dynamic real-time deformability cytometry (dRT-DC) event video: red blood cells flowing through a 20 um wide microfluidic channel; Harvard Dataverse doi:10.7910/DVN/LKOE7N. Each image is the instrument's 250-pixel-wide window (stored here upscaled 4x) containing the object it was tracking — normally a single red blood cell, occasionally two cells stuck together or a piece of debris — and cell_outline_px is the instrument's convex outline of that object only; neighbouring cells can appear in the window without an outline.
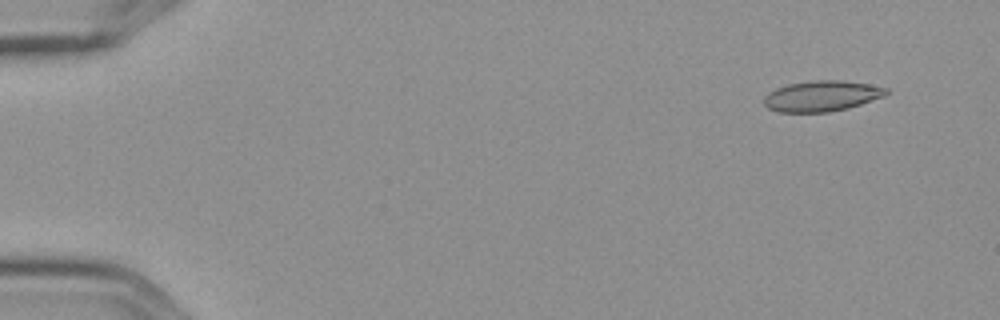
{"species": "Egyptian fruit bat (a non-hibernating species)", "species_latin": "Rousettus aegyptiacus", "temperature_condition": "cold", "stored_images_in_passage": 5, "camera_frame_rate_fps": 3000, "um_per_image_px": 0.085, "frame": {"image": 1, "passage_image": 2, "time_ms": 0.333, "image_size_px": [1000, 320], "cell_outline_px": [[888, 92], [884, 96], [848, 108], [828, 112], [780, 112], [768, 108], [764, 104], [764, 96], [768, 92], [776, 88], [788, 84], [816, 80], [844, 80], [868, 84], [888, 88]], "centroid_in_image_um": [69.83, 8.16], "position_along_channel_um": 15.2, "area_um2": 21.79}}
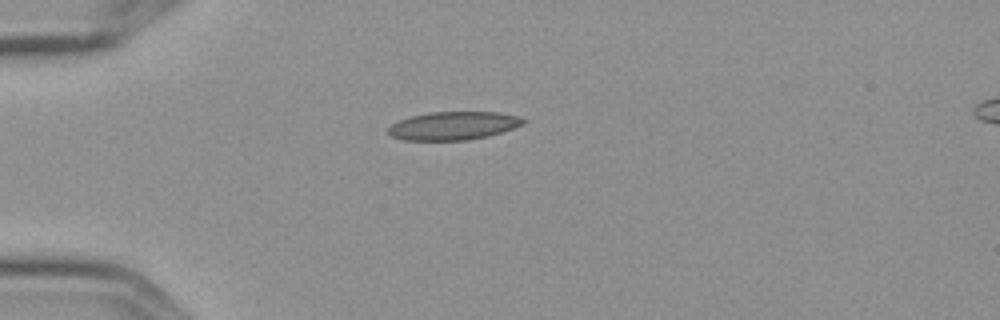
{"frame": {"image": 2, "passage_image": 5, "time_ms": 1.333, "image_size_px": [1000, 320], "cell_outline_px": [[528, 120], [524, 124], [488, 136], [468, 140], [404, 140], [392, 136], [388, 132], [388, 128], [392, 124], [400, 120], [412, 116], [428, 112], [500, 112], [520, 116]], "centroid_in_image_um": [38.58, 10.68], "position_along_channel_um": 46.4, "area_um2": 22.2}}